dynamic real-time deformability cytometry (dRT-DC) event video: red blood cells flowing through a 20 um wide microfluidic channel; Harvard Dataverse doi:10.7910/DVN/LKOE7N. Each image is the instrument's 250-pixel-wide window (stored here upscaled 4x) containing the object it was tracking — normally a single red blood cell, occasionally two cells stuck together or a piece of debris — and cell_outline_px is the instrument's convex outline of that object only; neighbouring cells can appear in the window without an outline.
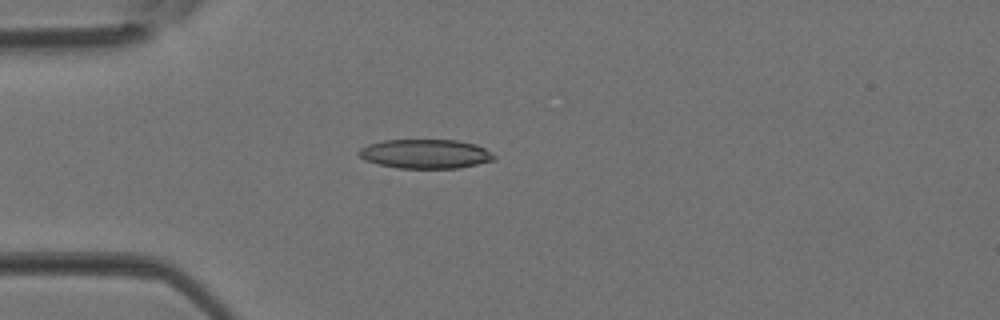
{"species": "Egyptian fruit bat (a non-hibernating species)", "species_latin": "Rousettus aegyptiacus", "temperature_condition": "room temperature", "stored_images_in_passage": 1, "camera_frame_rate_fps": 3000, "um_per_image_px": 0.085, "animal": {"sex": "female"}, "frame": {"image": 1, "passage_image": 1, "time_ms": 0.0, "image_size_px": [1000, 320], "cell_outline_px": [[496, 156], [492, 160], [460, 168], [400, 168], [380, 164], [364, 160], [356, 152], [360, 148], [368, 144], [384, 140], [456, 140], [476, 144], [492, 152]], "centroid_in_image_um": [36.15, 13.07], "position_along_channel_um": 48.9, "area_um2": 22.95}}